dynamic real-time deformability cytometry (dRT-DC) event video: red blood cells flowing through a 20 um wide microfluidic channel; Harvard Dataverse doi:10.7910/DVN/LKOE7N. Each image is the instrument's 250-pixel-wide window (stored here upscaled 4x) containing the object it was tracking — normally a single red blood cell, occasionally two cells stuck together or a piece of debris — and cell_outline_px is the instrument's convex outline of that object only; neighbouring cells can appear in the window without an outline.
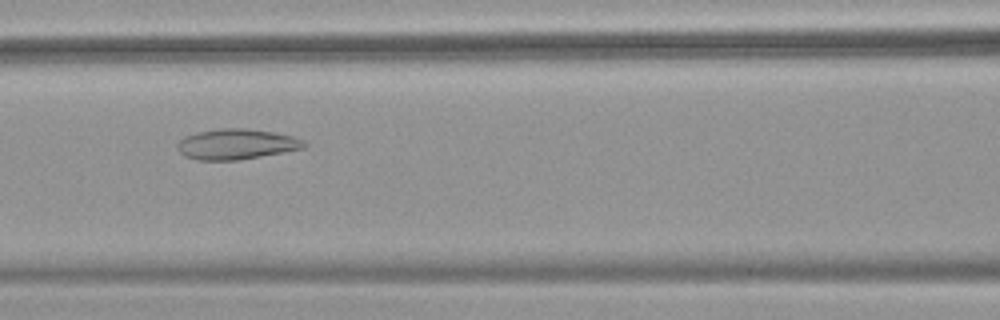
{"species": "common noctule bat (a hibernating species)", "species_latin": "Nyctalus noctula", "temperature_condition": "warm", "stored_images_in_passage": 38, "camera_frame_rate_fps": 3000, "um_per_image_px": 0.085, "animal": {"sex": "female", "body_mass_g": 18.4}, "frame": {"image": 1, "passage_image": 8, "time_ms": 2.333, "image_size_px": [1000, 320], "cell_outline_px": [[308, 144], [304, 148], [260, 156], [236, 160], [196, 160], [184, 156], [176, 148], [176, 144], [184, 136], [196, 132], [220, 128], [244, 128], [272, 132], [292, 136], [304, 140]], "centroid_in_image_um": [20.05, 12.25], "position_along_channel_um": 146.5, "area_um2": 22.48}}
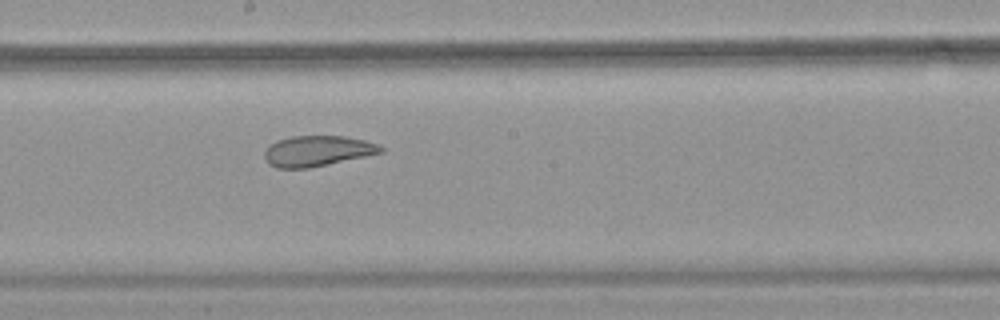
{"frame": {"image": 2, "passage_image": 14, "time_ms": 4.333, "image_size_px": [1000, 320], "cell_outline_px": [[384, 152], [328, 164], [308, 168], [276, 168], [268, 164], [264, 156], [264, 152], [276, 140], [292, 136], [344, 136], [364, 140], [376, 144], [384, 148]], "centroid_in_image_um": [26.96, 12.83], "position_along_channel_um": 221.2, "area_um2": 20.58}}
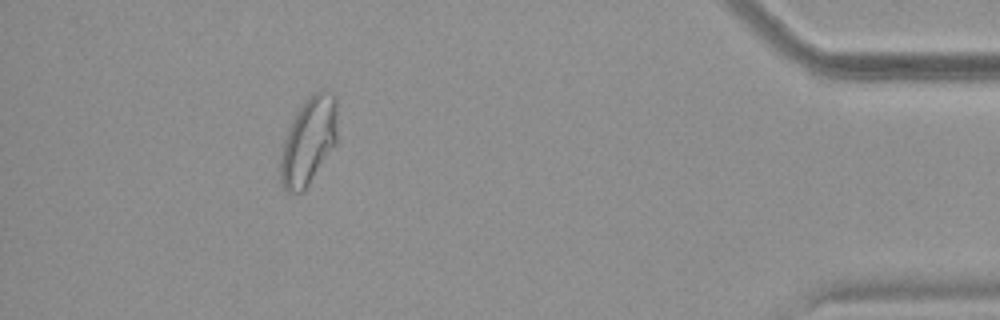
{"frame": {"image": 3, "passage_image": 33, "time_ms": 10.667, "image_size_px": [1000, 320], "cell_outline_px": [[336, 140], [308, 184], [300, 192], [288, 192], [284, 188], [280, 180], [280, 160], [284, 140], [292, 120], [296, 112], [304, 100], [320, 88], [332, 92], [336, 96]], "centroid_in_image_um": [26.21, 11.91], "position_along_channel_um": 409.0, "area_um2": 28.38}, "authors_computed_cell_mechanics": {"area_um2": 22.831, "velocity_mm_per_s": 3.7487, "shape_relaxation_time_tau1_ms": null, "shape_relaxation_time_tau2_ms": 1.8963, "deformation_change_tau1": null, "deformation_change_tau2": 0.0693}}